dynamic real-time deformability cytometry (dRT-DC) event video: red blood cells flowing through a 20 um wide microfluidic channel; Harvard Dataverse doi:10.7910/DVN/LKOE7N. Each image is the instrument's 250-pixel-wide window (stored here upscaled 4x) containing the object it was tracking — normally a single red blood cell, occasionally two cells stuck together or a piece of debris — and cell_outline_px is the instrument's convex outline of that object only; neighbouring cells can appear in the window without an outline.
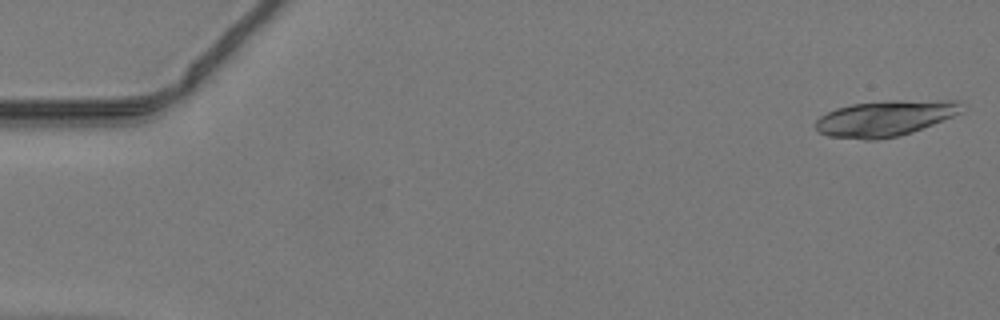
{"species": "common noctule bat (a hibernating species)", "species_latin": "Nyctalus noctula", "temperature_condition": "warm", "stored_images_in_passage": 47, "camera_frame_rate_fps": 3000, "um_per_image_px": 0.085, "animal": {"sex": "male", "body_mass_g": 19.2, "forearm_length_mm": 51.8}, "frame": {"image": 1, "passage_image": 1, "time_ms": 0.0, "image_size_px": [1000, 320], "cell_outline_px": [[968, 108], [952, 116], [912, 132], [900, 136], [876, 140], [864, 140], [828, 136], [820, 132], [816, 128], [816, 120], [820, 116], [836, 108], [852, 104], [888, 100], [960, 100]], "centroid_in_image_um": [75.27, 10.04], "position_along_channel_um": 9.7, "area_um2": 30.69}}
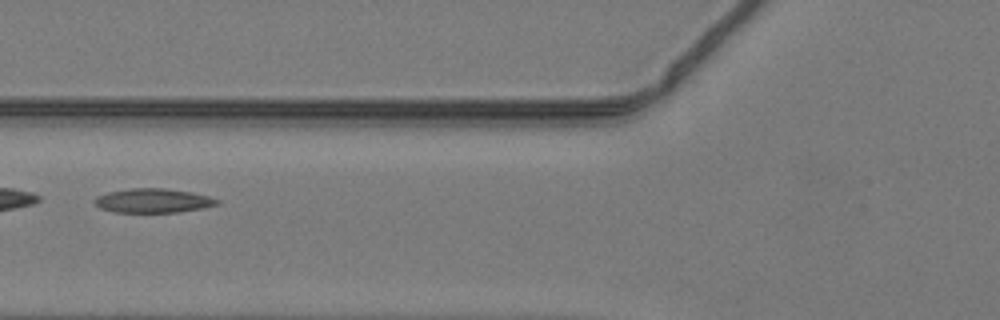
{"frame": {"image": 2, "passage_image": 19, "time_ms": 6.0, "image_size_px": [1000, 320], "cell_outline_px": [[220, 204], [204, 208], [180, 212], [116, 212], [100, 208], [92, 200], [96, 196], [108, 192], [128, 188], [164, 188], [192, 192], [208, 196], [220, 200]], "centroid_in_image_um": [13.03, 17.05], "position_along_channel_um": 112.8, "area_um2": 17.4}}
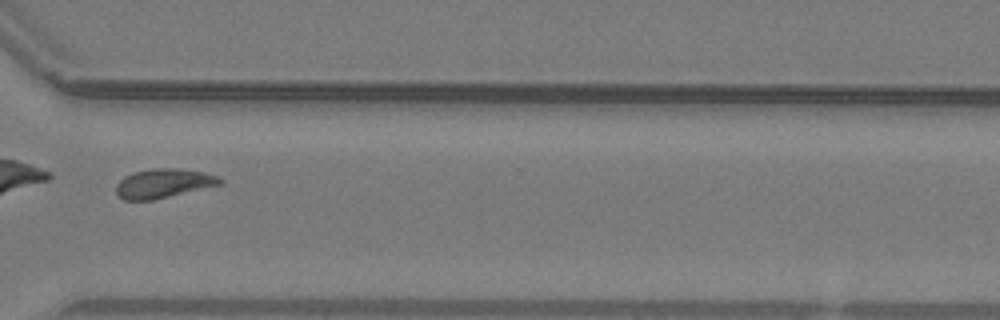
{"frame": {"image": 3, "passage_image": 36, "time_ms": 11.667, "image_size_px": [1000, 320], "cell_outline_px": [[224, 184], [152, 200], [124, 200], [116, 192], [116, 184], [124, 176], [136, 172], [152, 168], [180, 168], [204, 172], [216, 176], [224, 180]], "centroid_in_image_um": [13.92, 15.58], "position_along_channel_um": 356.7, "area_um2": 17.69}}